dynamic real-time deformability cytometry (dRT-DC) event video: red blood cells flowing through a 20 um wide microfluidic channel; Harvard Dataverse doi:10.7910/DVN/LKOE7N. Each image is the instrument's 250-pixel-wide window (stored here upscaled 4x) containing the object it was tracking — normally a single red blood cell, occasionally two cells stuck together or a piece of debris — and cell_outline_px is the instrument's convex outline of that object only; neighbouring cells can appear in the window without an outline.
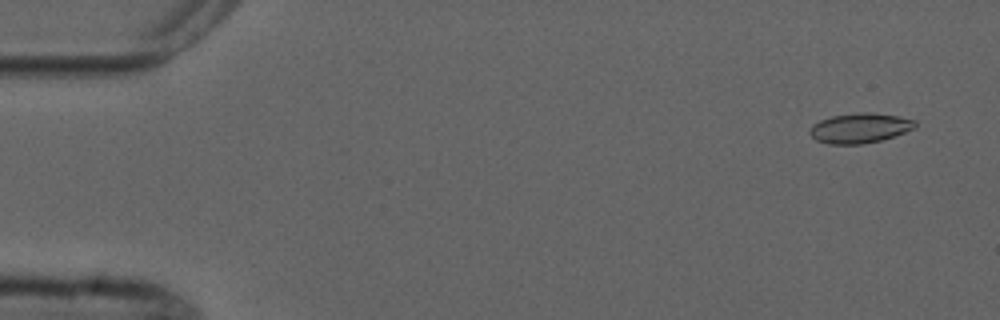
{"species": "common noctule bat (a hibernating species)", "species_latin": "Nyctalus noctula", "temperature_condition": "cold", "stored_images_in_passage": 4, "camera_frame_rate_fps": 3000, "um_per_image_px": 0.085, "animal": {"sex": "male", "forearm_length_mm": 52.5}, "frame": {"image": 1, "passage_image": 1, "time_ms": 0.0, "image_size_px": [1000, 320], "cell_outline_px": [[916, 128], [880, 140], [860, 144], [828, 144], [816, 140], [808, 132], [812, 124], [820, 120], [832, 116], [856, 112], [868, 112], [900, 116], [916, 120]], "centroid_in_image_um": [73.07, 10.87], "position_along_channel_um": 11.9, "area_um2": 18.38}}
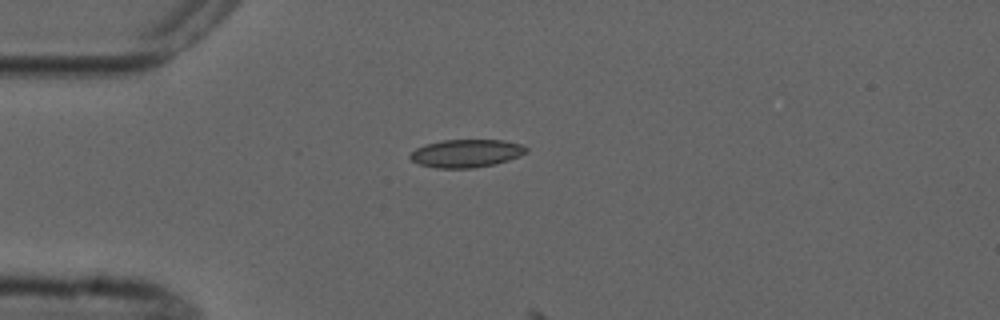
{"frame": {"image": 2, "passage_image": 4, "time_ms": 3.667, "image_size_px": [1000, 320], "cell_outline_px": [[528, 152], [520, 156], [496, 164], [472, 168], [436, 168], [420, 164], [412, 160], [408, 156], [416, 148], [428, 144], [444, 140], [504, 140], [520, 144], [528, 148]], "centroid_in_image_um": [39.67, 13.04], "position_along_channel_um": 45.3, "area_um2": 18.84}}